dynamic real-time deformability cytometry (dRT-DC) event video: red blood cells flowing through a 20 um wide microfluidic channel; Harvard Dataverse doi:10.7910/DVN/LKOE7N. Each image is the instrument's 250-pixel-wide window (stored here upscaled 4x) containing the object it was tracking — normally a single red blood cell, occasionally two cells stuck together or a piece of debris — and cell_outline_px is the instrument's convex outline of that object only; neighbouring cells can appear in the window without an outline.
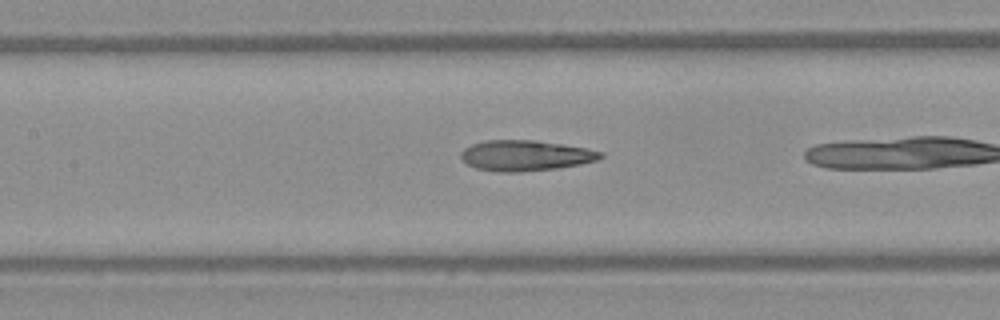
{"species": "Egyptian fruit bat (a non-hibernating species)", "species_latin": "Rousettus aegyptiacus", "temperature_condition": "warm", "stored_images_in_passage": 31, "camera_frame_rate_fps": 3000, "um_per_image_px": 0.085, "frame": {"image": 1, "passage_image": 18, "time_ms": 5.667, "image_size_px": [1000, 320], "cell_outline_px": [[604, 156], [596, 160], [580, 164], [560, 168], [520, 172], [500, 172], [476, 168], [468, 164], [460, 156], [460, 152], [464, 148], [472, 144], [484, 140], [536, 140], [564, 144], [604, 152]], "centroid_in_image_um": [44.67, 13.22], "position_along_channel_um": 162.7, "area_um2": 24.97}}
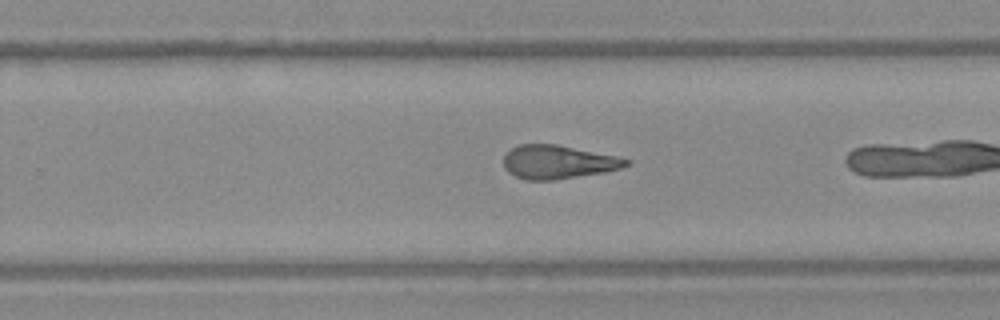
{"frame": {"image": 2, "passage_image": 27, "time_ms": 8.667, "image_size_px": [1000, 320], "cell_outline_px": [[632, 160], [628, 164], [620, 168], [604, 172], [552, 180], [524, 180], [508, 172], [504, 168], [504, 156], [512, 148], [520, 144], [556, 144], [616, 156]], "centroid_in_image_um": [47.41, 13.77], "position_along_channel_um": 282.4, "area_um2": 23.76}}